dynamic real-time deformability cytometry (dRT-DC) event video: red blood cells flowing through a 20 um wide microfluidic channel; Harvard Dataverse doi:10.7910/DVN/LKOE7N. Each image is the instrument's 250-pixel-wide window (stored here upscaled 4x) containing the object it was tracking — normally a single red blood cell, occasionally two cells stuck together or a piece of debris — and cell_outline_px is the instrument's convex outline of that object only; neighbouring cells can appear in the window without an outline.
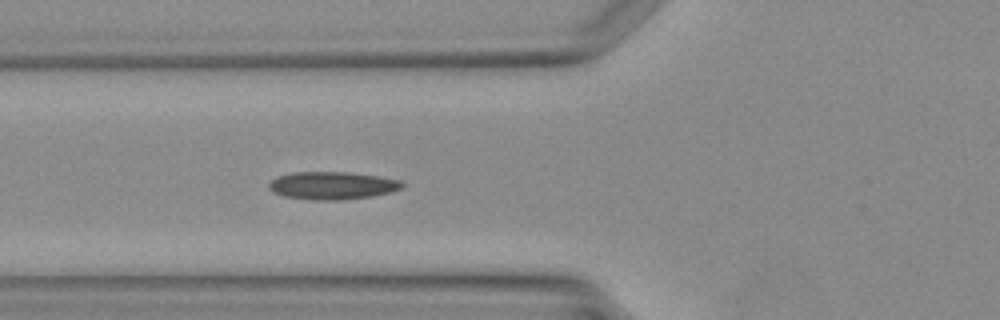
{"species": "Egyptian fruit bat (a non-hibernating species)", "species_latin": "Rousettus aegyptiacus", "temperature_condition": "warm", "stored_images_in_passage": 21, "camera_frame_rate_fps": 3000, "um_per_image_px": 0.085, "animal": {"sex": "female"}, "frame": {"image": 1, "passage_image": 15, "time_ms": 4.667, "image_size_px": [1000, 320], "cell_outline_px": [[404, 188], [372, 196], [340, 200], [316, 200], [284, 196], [272, 192], [268, 188], [268, 184], [276, 176], [292, 172], [348, 172], [376, 176], [400, 180], [404, 184]], "centroid_in_image_um": [28.21, 15.76], "position_along_channel_um": 97.6, "area_um2": 21.5}}